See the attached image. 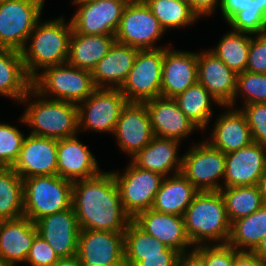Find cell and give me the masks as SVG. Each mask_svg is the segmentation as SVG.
I'll list each match as a JSON object with an SVG mask.
<instances>
[{"label":"cell","mask_w":266,"mask_h":266,"mask_svg":"<svg viewBox=\"0 0 266 266\" xmlns=\"http://www.w3.org/2000/svg\"><path fill=\"white\" fill-rule=\"evenodd\" d=\"M72 207L80 229L124 233L132 220L122 206L112 171L73 182Z\"/></svg>","instance_id":"1"},{"label":"cell","mask_w":266,"mask_h":266,"mask_svg":"<svg viewBox=\"0 0 266 266\" xmlns=\"http://www.w3.org/2000/svg\"><path fill=\"white\" fill-rule=\"evenodd\" d=\"M31 96L34 97L33 100ZM20 103L27 105L18 120L32 128L29 134L57 140L78 135L77 104L46 98L33 87Z\"/></svg>","instance_id":"2"},{"label":"cell","mask_w":266,"mask_h":266,"mask_svg":"<svg viewBox=\"0 0 266 266\" xmlns=\"http://www.w3.org/2000/svg\"><path fill=\"white\" fill-rule=\"evenodd\" d=\"M72 31L71 21L66 23L63 16L38 21L21 50L25 70L32 80L45 68L67 62Z\"/></svg>","instance_id":"3"},{"label":"cell","mask_w":266,"mask_h":266,"mask_svg":"<svg viewBox=\"0 0 266 266\" xmlns=\"http://www.w3.org/2000/svg\"><path fill=\"white\" fill-rule=\"evenodd\" d=\"M183 219L187 236L194 247L227 244L231 223L220 191H199Z\"/></svg>","instance_id":"4"},{"label":"cell","mask_w":266,"mask_h":266,"mask_svg":"<svg viewBox=\"0 0 266 266\" xmlns=\"http://www.w3.org/2000/svg\"><path fill=\"white\" fill-rule=\"evenodd\" d=\"M24 216L36 222L72 207L73 182L59 175L23 179Z\"/></svg>","instance_id":"5"},{"label":"cell","mask_w":266,"mask_h":266,"mask_svg":"<svg viewBox=\"0 0 266 266\" xmlns=\"http://www.w3.org/2000/svg\"><path fill=\"white\" fill-rule=\"evenodd\" d=\"M32 87L42 96L79 104L96 89L92 72L63 63L45 68L33 80Z\"/></svg>","instance_id":"6"},{"label":"cell","mask_w":266,"mask_h":266,"mask_svg":"<svg viewBox=\"0 0 266 266\" xmlns=\"http://www.w3.org/2000/svg\"><path fill=\"white\" fill-rule=\"evenodd\" d=\"M119 189L122 206L133 219L153 207L164 176L136 166L131 160L123 173L112 171Z\"/></svg>","instance_id":"7"},{"label":"cell","mask_w":266,"mask_h":266,"mask_svg":"<svg viewBox=\"0 0 266 266\" xmlns=\"http://www.w3.org/2000/svg\"><path fill=\"white\" fill-rule=\"evenodd\" d=\"M45 0H5L0 3V47L21 51L41 19Z\"/></svg>","instance_id":"8"},{"label":"cell","mask_w":266,"mask_h":266,"mask_svg":"<svg viewBox=\"0 0 266 266\" xmlns=\"http://www.w3.org/2000/svg\"><path fill=\"white\" fill-rule=\"evenodd\" d=\"M164 47L138 50L126 80L119 89L128 102L143 103L161 97Z\"/></svg>","instance_id":"9"},{"label":"cell","mask_w":266,"mask_h":266,"mask_svg":"<svg viewBox=\"0 0 266 266\" xmlns=\"http://www.w3.org/2000/svg\"><path fill=\"white\" fill-rule=\"evenodd\" d=\"M128 103L119 89L96 88L77 104L79 132L114 133L122 109Z\"/></svg>","instance_id":"10"},{"label":"cell","mask_w":266,"mask_h":266,"mask_svg":"<svg viewBox=\"0 0 266 266\" xmlns=\"http://www.w3.org/2000/svg\"><path fill=\"white\" fill-rule=\"evenodd\" d=\"M164 34L165 30L160 26L158 19L145 1L137 0L126 5L115 40L139 50L159 49L163 46L156 43L160 38L162 39Z\"/></svg>","instance_id":"11"},{"label":"cell","mask_w":266,"mask_h":266,"mask_svg":"<svg viewBox=\"0 0 266 266\" xmlns=\"http://www.w3.org/2000/svg\"><path fill=\"white\" fill-rule=\"evenodd\" d=\"M202 140L182 154L180 172L199 191H219L225 174V153Z\"/></svg>","instance_id":"12"},{"label":"cell","mask_w":266,"mask_h":266,"mask_svg":"<svg viewBox=\"0 0 266 266\" xmlns=\"http://www.w3.org/2000/svg\"><path fill=\"white\" fill-rule=\"evenodd\" d=\"M77 11L70 19L75 33L115 35L126 3L119 0H73Z\"/></svg>","instance_id":"13"},{"label":"cell","mask_w":266,"mask_h":266,"mask_svg":"<svg viewBox=\"0 0 266 266\" xmlns=\"http://www.w3.org/2000/svg\"><path fill=\"white\" fill-rule=\"evenodd\" d=\"M77 256L81 264L126 266L124 233L81 229Z\"/></svg>","instance_id":"14"},{"label":"cell","mask_w":266,"mask_h":266,"mask_svg":"<svg viewBox=\"0 0 266 266\" xmlns=\"http://www.w3.org/2000/svg\"><path fill=\"white\" fill-rule=\"evenodd\" d=\"M120 150L130 159L154 138L144 103L128 102L122 109L113 133Z\"/></svg>","instance_id":"15"},{"label":"cell","mask_w":266,"mask_h":266,"mask_svg":"<svg viewBox=\"0 0 266 266\" xmlns=\"http://www.w3.org/2000/svg\"><path fill=\"white\" fill-rule=\"evenodd\" d=\"M266 171V146L257 142L225 154L222 187L258 185Z\"/></svg>","instance_id":"16"},{"label":"cell","mask_w":266,"mask_h":266,"mask_svg":"<svg viewBox=\"0 0 266 266\" xmlns=\"http://www.w3.org/2000/svg\"><path fill=\"white\" fill-rule=\"evenodd\" d=\"M38 235L59 258L77 255L80 226L73 207L40 218L35 222Z\"/></svg>","instance_id":"17"},{"label":"cell","mask_w":266,"mask_h":266,"mask_svg":"<svg viewBox=\"0 0 266 266\" xmlns=\"http://www.w3.org/2000/svg\"><path fill=\"white\" fill-rule=\"evenodd\" d=\"M198 53L164 45L161 97L174 98L198 82Z\"/></svg>","instance_id":"18"},{"label":"cell","mask_w":266,"mask_h":266,"mask_svg":"<svg viewBox=\"0 0 266 266\" xmlns=\"http://www.w3.org/2000/svg\"><path fill=\"white\" fill-rule=\"evenodd\" d=\"M143 103L146 105L154 136L182 142L192 132L200 130L173 98L157 97Z\"/></svg>","instance_id":"19"},{"label":"cell","mask_w":266,"mask_h":266,"mask_svg":"<svg viewBox=\"0 0 266 266\" xmlns=\"http://www.w3.org/2000/svg\"><path fill=\"white\" fill-rule=\"evenodd\" d=\"M12 168L22 179L57 175V139L27 135Z\"/></svg>","instance_id":"20"},{"label":"cell","mask_w":266,"mask_h":266,"mask_svg":"<svg viewBox=\"0 0 266 266\" xmlns=\"http://www.w3.org/2000/svg\"><path fill=\"white\" fill-rule=\"evenodd\" d=\"M132 220L146 233L179 253L195 248L187 236L183 216L166 214L151 208L138 213Z\"/></svg>","instance_id":"21"},{"label":"cell","mask_w":266,"mask_h":266,"mask_svg":"<svg viewBox=\"0 0 266 266\" xmlns=\"http://www.w3.org/2000/svg\"><path fill=\"white\" fill-rule=\"evenodd\" d=\"M78 135L57 140V175L75 182L101 172L96 157Z\"/></svg>","instance_id":"22"},{"label":"cell","mask_w":266,"mask_h":266,"mask_svg":"<svg viewBox=\"0 0 266 266\" xmlns=\"http://www.w3.org/2000/svg\"><path fill=\"white\" fill-rule=\"evenodd\" d=\"M198 83L202 84L221 106H228L236 92L237 74L213 52L198 53Z\"/></svg>","instance_id":"23"},{"label":"cell","mask_w":266,"mask_h":266,"mask_svg":"<svg viewBox=\"0 0 266 266\" xmlns=\"http://www.w3.org/2000/svg\"><path fill=\"white\" fill-rule=\"evenodd\" d=\"M37 234L35 222L28 217L0 220V259L6 266L25 263Z\"/></svg>","instance_id":"24"},{"label":"cell","mask_w":266,"mask_h":266,"mask_svg":"<svg viewBox=\"0 0 266 266\" xmlns=\"http://www.w3.org/2000/svg\"><path fill=\"white\" fill-rule=\"evenodd\" d=\"M227 110L220 114L214 123L209 139L213 148L227 154L253 142L247 119L240 108L223 106ZM228 107V108H227Z\"/></svg>","instance_id":"25"},{"label":"cell","mask_w":266,"mask_h":266,"mask_svg":"<svg viewBox=\"0 0 266 266\" xmlns=\"http://www.w3.org/2000/svg\"><path fill=\"white\" fill-rule=\"evenodd\" d=\"M138 50L115 41L91 71L95 87L120 89L133 67Z\"/></svg>","instance_id":"26"},{"label":"cell","mask_w":266,"mask_h":266,"mask_svg":"<svg viewBox=\"0 0 266 266\" xmlns=\"http://www.w3.org/2000/svg\"><path fill=\"white\" fill-rule=\"evenodd\" d=\"M180 144L177 140L154 136L147 146L131 158V161L142 169L164 177L180 173L183 157L178 155Z\"/></svg>","instance_id":"27"},{"label":"cell","mask_w":266,"mask_h":266,"mask_svg":"<svg viewBox=\"0 0 266 266\" xmlns=\"http://www.w3.org/2000/svg\"><path fill=\"white\" fill-rule=\"evenodd\" d=\"M199 190L180 172L164 177L152 209L183 216Z\"/></svg>","instance_id":"28"},{"label":"cell","mask_w":266,"mask_h":266,"mask_svg":"<svg viewBox=\"0 0 266 266\" xmlns=\"http://www.w3.org/2000/svg\"><path fill=\"white\" fill-rule=\"evenodd\" d=\"M32 88L21 51L0 47V95L20 103Z\"/></svg>","instance_id":"29"},{"label":"cell","mask_w":266,"mask_h":266,"mask_svg":"<svg viewBox=\"0 0 266 266\" xmlns=\"http://www.w3.org/2000/svg\"><path fill=\"white\" fill-rule=\"evenodd\" d=\"M115 41V35H85L72 31L67 63L92 71Z\"/></svg>","instance_id":"30"},{"label":"cell","mask_w":266,"mask_h":266,"mask_svg":"<svg viewBox=\"0 0 266 266\" xmlns=\"http://www.w3.org/2000/svg\"><path fill=\"white\" fill-rule=\"evenodd\" d=\"M124 247L126 266H134L142 256L180 254L146 233L133 220L124 231Z\"/></svg>","instance_id":"31"},{"label":"cell","mask_w":266,"mask_h":266,"mask_svg":"<svg viewBox=\"0 0 266 266\" xmlns=\"http://www.w3.org/2000/svg\"><path fill=\"white\" fill-rule=\"evenodd\" d=\"M183 113L202 131L206 129L213 116L212 105L223 107L200 83L187 88L173 98ZM213 101V102H212ZM213 103V104H212Z\"/></svg>","instance_id":"32"},{"label":"cell","mask_w":266,"mask_h":266,"mask_svg":"<svg viewBox=\"0 0 266 266\" xmlns=\"http://www.w3.org/2000/svg\"><path fill=\"white\" fill-rule=\"evenodd\" d=\"M266 236V205L251 215L231 223L228 245L238 251L253 252Z\"/></svg>","instance_id":"33"},{"label":"cell","mask_w":266,"mask_h":266,"mask_svg":"<svg viewBox=\"0 0 266 266\" xmlns=\"http://www.w3.org/2000/svg\"><path fill=\"white\" fill-rule=\"evenodd\" d=\"M251 34L228 31L214 47L209 50L213 52L229 69L236 74L246 71L249 55Z\"/></svg>","instance_id":"34"},{"label":"cell","mask_w":266,"mask_h":266,"mask_svg":"<svg viewBox=\"0 0 266 266\" xmlns=\"http://www.w3.org/2000/svg\"><path fill=\"white\" fill-rule=\"evenodd\" d=\"M23 216V179L13 168L0 167V220Z\"/></svg>","instance_id":"35"},{"label":"cell","mask_w":266,"mask_h":266,"mask_svg":"<svg viewBox=\"0 0 266 266\" xmlns=\"http://www.w3.org/2000/svg\"><path fill=\"white\" fill-rule=\"evenodd\" d=\"M219 191L230 223L251 215L264 205L258 185L222 187Z\"/></svg>","instance_id":"36"},{"label":"cell","mask_w":266,"mask_h":266,"mask_svg":"<svg viewBox=\"0 0 266 266\" xmlns=\"http://www.w3.org/2000/svg\"><path fill=\"white\" fill-rule=\"evenodd\" d=\"M151 12L158 19L165 32L170 29L184 28L195 24L198 15L189 3L177 0H144Z\"/></svg>","instance_id":"37"},{"label":"cell","mask_w":266,"mask_h":266,"mask_svg":"<svg viewBox=\"0 0 266 266\" xmlns=\"http://www.w3.org/2000/svg\"><path fill=\"white\" fill-rule=\"evenodd\" d=\"M232 30L255 34L266 33V0H244L243 11L229 22Z\"/></svg>","instance_id":"38"},{"label":"cell","mask_w":266,"mask_h":266,"mask_svg":"<svg viewBox=\"0 0 266 266\" xmlns=\"http://www.w3.org/2000/svg\"><path fill=\"white\" fill-rule=\"evenodd\" d=\"M239 95L242 96L244 105L266 103V74L247 70L237 74L236 92L228 106L234 107Z\"/></svg>","instance_id":"39"},{"label":"cell","mask_w":266,"mask_h":266,"mask_svg":"<svg viewBox=\"0 0 266 266\" xmlns=\"http://www.w3.org/2000/svg\"><path fill=\"white\" fill-rule=\"evenodd\" d=\"M23 131L16 126L0 122V167L12 168L22 148Z\"/></svg>","instance_id":"40"},{"label":"cell","mask_w":266,"mask_h":266,"mask_svg":"<svg viewBox=\"0 0 266 266\" xmlns=\"http://www.w3.org/2000/svg\"><path fill=\"white\" fill-rule=\"evenodd\" d=\"M204 262V266H232L239 252L228 244L199 245L193 249Z\"/></svg>","instance_id":"41"},{"label":"cell","mask_w":266,"mask_h":266,"mask_svg":"<svg viewBox=\"0 0 266 266\" xmlns=\"http://www.w3.org/2000/svg\"><path fill=\"white\" fill-rule=\"evenodd\" d=\"M240 110L247 119L253 142L266 146V103H253Z\"/></svg>","instance_id":"42"},{"label":"cell","mask_w":266,"mask_h":266,"mask_svg":"<svg viewBox=\"0 0 266 266\" xmlns=\"http://www.w3.org/2000/svg\"><path fill=\"white\" fill-rule=\"evenodd\" d=\"M59 259L50 245L37 234L25 263L30 266H53Z\"/></svg>","instance_id":"43"},{"label":"cell","mask_w":266,"mask_h":266,"mask_svg":"<svg viewBox=\"0 0 266 266\" xmlns=\"http://www.w3.org/2000/svg\"><path fill=\"white\" fill-rule=\"evenodd\" d=\"M246 70L266 74V33L251 34Z\"/></svg>","instance_id":"44"},{"label":"cell","mask_w":266,"mask_h":266,"mask_svg":"<svg viewBox=\"0 0 266 266\" xmlns=\"http://www.w3.org/2000/svg\"><path fill=\"white\" fill-rule=\"evenodd\" d=\"M179 255L142 256L134 266H176Z\"/></svg>","instance_id":"45"},{"label":"cell","mask_w":266,"mask_h":266,"mask_svg":"<svg viewBox=\"0 0 266 266\" xmlns=\"http://www.w3.org/2000/svg\"><path fill=\"white\" fill-rule=\"evenodd\" d=\"M188 3L200 18L212 15L216 11V7H219L220 0H188Z\"/></svg>","instance_id":"46"},{"label":"cell","mask_w":266,"mask_h":266,"mask_svg":"<svg viewBox=\"0 0 266 266\" xmlns=\"http://www.w3.org/2000/svg\"><path fill=\"white\" fill-rule=\"evenodd\" d=\"M244 0H220L222 18L228 23L238 12L243 11Z\"/></svg>","instance_id":"47"},{"label":"cell","mask_w":266,"mask_h":266,"mask_svg":"<svg viewBox=\"0 0 266 266\" xmlns=\"http://www.w3.org/2000/svg\"><path fill=\"white\" fill-rule=\"evenodd\" d=\"M232 266H265V261L254 252L239 251L234 256Z\"/></svg>","instance_id":"48"},{"label":"cell","mask_w":266,"mask_h":266,"mask_svg":"<svg viewBox=\"0 0 266 266\" xmlns=\"http://www.w3.org/2000/svg\"><path fill=\"white\" fill-rule=\"evenodd\" d=\"M176 266H204V262L194 250H191L179 254Z\"/></svg>","instance_id":"49"},{"label":"cell","mask_w":266,"mask_h":266,"mask_svg":"<svg viewBox=\"0 0 266 266\" xmlns=\"http://www.w3.org/2000/svg\"><path fill=\"white\" fill-rule=\"evenodd\" d=\"M53 266H82L77 255L69 258H60Z\"/></svg>","instance_id":"50"},{"label":"cell","mask_w":266,"mask_h":266,"mask_svg":"<svg viewBox=\"0 0 266 266\" xmlns=\"http://www.w3.org/2000/svg\"><path fill=\"white\" fill-rule=\"evenodd\" d=\"M253 252L258 255L262 260L266 261V236L262 237L260 244Z\"/></svg>","instance_id":"51"},{"label":"cell","mask_w":266,"mask_h":266,"mask_svg":"<svg viewBox=\"0 0 266 266\" xmlns=\"http://www.w3.org/2000/svg\"><path fill=\"white\" fill-rule=\"evenodd\" d=\"M258 187L260 190V193L262 195V200L264 205H266V171L264 173V175L261 177L259 183H258Z\"/></svg>","instance_id":"52"},{"label":"cell","mask_w":266,"mask_h":266,"mask_svg":"<svg viewBox=\"0 0 266 266\" xmlns=\"http://www.w3.org/2000/svg\"><path fill=\"white\" fill-rule=\"evenodd\" d=\"M119 1L124 2L126 4H129V3L137 1V0H119Z\"/></svg>","instance_id":"53"},{"label":"cell","mask_w":266,"mask_h":266,"mask_svg":"<svg viewBox=\"0 0 266 266\" xmlns=\"http://www.w3.org/2000/svg\"><path fill=\"white\" fill-rule=\"evenodd\" d=\"M82 266H103L101 264H82Z\"/></svg>","instance_id":"54"},{"label":"cell","mask_w":266,"mask_h":266,"mask_svg":"<svg viewBox=\"0 0 266 266\" xmlns=\"http://www.w3.org/2000/svg\"><path fill=\"white\" fill-rule=\"evenodd\" d=\"M0 266H6L5 263L0 259Z\"/></svg>","instance_id":"55"},{"label":"cell","mask_w":266,"mask_h":266,"mask_svg":"<svg viewBox=\"0 0 266 266\" xmlns=\"http://www.w3.org/2000/svg\"><path fill=\"white\" fill-rule=\"evenodd\" d=\"M177 1H181V2H187V3H188V0H177Z\"/></svg>","instance_id":"56"}]
</instances>
